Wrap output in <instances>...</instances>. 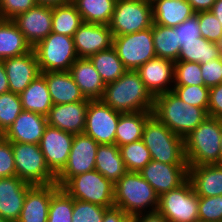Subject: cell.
Listing matches in <instances>:
<instances>
[{
    "mask_svg": "<svg viewBox=\"0 0 222 222\" xmlns=\"http://www.w3.org/2000/svg\"><path fill=\"white\" fill-rule=\"evenodd\" d=\"M101 100L121 113L152 111L154 97L146 89L137 71L127 70L105 86Z\"/></svg>",
    "mask_w": 222,
    "mask_h": 222,
    "instance_id": "6da1fadb",
    "label": "cell"
},
{
    "mask_svg": "<svg viewBox=\"0 0 222 222\" xmlns=\"http://www.w3.org/2000/svg\"><path fill=\"white\" fill-rule=\"evenodd\" d=\"M152 114L184 139L208 117V109L189 105L170 91L154 97Z\"/></svg>",
    "mask_w": 222,
    "mask_h": 222,
    "instance_id": "7a4b0ae2",
    "label": "cell"
},
{
    "mask_svg": "<svg viewBox=\"0 0 222 222\" xmlns=\"http://www.w3.org/2000/svg\"><path fill=\"white\" fill-rule=\"evenodd\" d=\"M158 205L159 196L139 172H126L114 184V206L130 218L157 211Z\"/></svg>",
    "mask_w": 222,
    "mask_h": 222,
    "instance_id": "3957f363",
    "label": "cell"
},
{
    "mask_svg": "<svg viewBox=\"0 0 222 222\" xmlns=\"http://www.w3.org/2000/svg\"><path fill=\"white\" fill-rule=\"evenodd\" d=\"M222 119L207 117L184 138L188 166L220 164Z\"/></svg>",
    "mask_w": 222,
    "mask_h": 222,
    "instance_id": "277c9868",
    "label": "cell"
},
{
    "mask_svg": "<svg viewBox=\"0 0 222 222\" xmlns=\"http://www.w3.org/2000/svg\"><path fill=\"white\" fill-rule=\"evenodd\" d=\"M151 159L166 164H187L184 139L152 115L145 123L142 139Z\"/></svg>",
    "mask_w": 222,
    "mask_h": 222,
    "instance_id": "5b68a950",
    "label": "cell"
},
{
    "mask_svg": "<svg viewBox=\"0 0 222 222\" xmlns=\"http://www.w3.org/2000/svg\"><path fill=\"white\" fill-rule=\"evenodd\" d=\"M41 73L69 71L78 59L73 37L51 32L33 47Z\"/></svg>",
    "mask_w": 222,
    "mask_h": 222,
    "instance_id": "8992f818",
    "label": "cell"
},
{
    "mask_svg": "<svg viewBox=\"0 0 222 222\" xmlns=\"http://www.w3.org/2000/svg\"><path fill=\"white\" fill-rule=\"evenodd\" d=\"M16 176L32 185L56 183L38 144L12 142Z\"/></svg>",
    "mask_w": 222,
    "mask_h": 222,
    "instance_id": "52a82bcc",
    "label": "cell"
},
{
    "mask_svg": "<svg viewBox=\"0 0 222 222\" xmlns=\"http://www.w3.org/2000/svg\"><path fill=\"white\" fill-rule=\"evenodd\" d=\"M62 188L74 199L114 207V184L96 170L72 177Z\"/></svg>",
    "mask_w": 222,
    "mask_h": 222,
    "instance_id": "ba28073f",
    "label": "cell"
},
{
    "mask_svg": "<svg viewBox=\"0 0 222 222\" xmlns=\"http://www.w3.org/2000/svg\"><path fill=\"white\" fill-rule=\"evenodd\" d=\"M153 24L150 0H117L109 28L113 36L131 34Z\"/></svg>",
    "mask_w": 222,
    "mask_h": 222,
    "instance_id": "9c48e42d",
    "label": "cell"
},
{
    "mask_svg": "<svg viewBox=\"0 0 222 222\" xmlns=\"http://www.w3.org/2000/svg\"><path fill=\"white\" fill-rule=\"evenodd\" d=\"M126 70L136 71L147 61L156 58L152 26L146 30L113 36V45Z\"/></svg>",
    "mask_w": 222,
    "mask_h": 222,
    "instance_id": "30bf717a",
    "label": "cell"
},
{
    "mask_svg": "<svg viewBox=\"0 0 222 222\" xmlns=\"http://www.w3.org/2000/svg\"><path fill=\"white\" fill-rule=\"evenodd\" d=\"M157 210L168 222H194L199 219L198 196L190 181L162 194Z\"/></svg>",
    "mask_w": 222,
    "mask_h": 222,
    "instance_id": "8fae6325",
    "label": "cell"
},
{
    "mask_svg": "<svg viewBox=\"0 0 222 222\" xmlns=\"http://www.w3.org/2000/svg\"><path fill=\"white\" fill-rule=\"evenodd\" d=\"M98 146L90 136L74 134L67 164L56 175V184L62 188L72 177L95 170Z\"/></svg>",
    "mask_w": 222,
    "mask_h": 222,
    "instance_id": "7c38bea8",
    "label": "cell"
},
{
    "mask_svg": "<svg viewBox=\"0 0 222 222\" xmlns=\"http://www.w3.org/2000/svg\"><path fill=\"white\" fill-rule=\"evenodd\" d=\"M121 114L101 99H89L83 133L98 144H115L116 128Z\"/></svg>",
    "mask_w": 222,
    "mask_h": 222,
    "instance_id": "4fadbf2b",
    "label": "cell"
},
{
    "mask_svg": "<svg viewBox=\"0 0 222 222\" xmlns=\"http://www.w3.org/2000/svg\"><path fill=\"white\" fill-rule=\"evenodd\" d=\"M188 169V164H166L151 160L139 173L160 197L184 184L188 180Z\"/></svg>",
    "mask_w": 222,
    "mask_h": 222,
    "instance_id": "5bb4252c",
    "label": "cell"
},
{
    "mask_svg": "<svg viewBox=\"0 0 222 222\" xmlns=\"http://www.w3.org/2000/svg\"><path fill=\"white\" fill-rule=\"evenodd\" d=\"M74 134L47 125L39 143L49 169L57 175L67 164Z\"/></svg>",
    "mask_w": 222,
    "mask_h": 222,
    "instance_id": "9a60e30c",
    "label": "cell"
},
{
    "mask_svg": "<svg viewBox=\"0 0 222 222\" xmlns=\"http://www.w3.org/2000/svg\"><path fill=\"white\" fill-rule=\"evenodd\" d=\"M12 21L33 48L52 32V7L37 4Z\"/></svg>",
    "mask_w": 222,
    "mask_h": 222,
    "instance_id": "2e32d148",
    "label": "cell"
},
{
    "mask_svg": "<svg viewBox=\"0 0 222 222\" xmlns=\"http://www.w3.org/2000/svg\"><path fill=\"white\" fill-rule=\"evenodd\" d=\"M78 58H89L113 45V35L109 25L82 23L73 35Z\"/></svg>",
    "mask_w": 222,
    "mask_h": 222,
    "instance_id": "e0dca14e",
    "label": "cell"
},
{
    "mask_svg": "<svg viewBox=\"0 0 222 222\" xmlns=\"http://www.w3.org/2000/svg\"><path fill=\"white\" fill-rule=\"evenodd\" d=\"M174 68L175 62L156 57L147 61L136 71L139 73L146 89L153 97H156L173 90Z\"/></svg>",
    "mask_w": 222,
    "mask_h": 222,
    "instance_id": "ac0fdd59",
    "label": "cell"
},
{
    "mask_svg": "<svg viewBox=\"0 0 222 222\" xmlns=\"http://www.w3.org/2000/svg\"><path fill=\"white\" fill-rule=\"evenodd\" d=\"M10 92L20 94L41 74L34 49L30 52L3 60Z\"/></svg>",
    "mask_w": 222,
    "mask_h": 222,
    "instance_id": "d6986e66",
    "label": "cell"
},
{
    "mask_svg": "<svg viewBox=\"0 0 222 222\" xmlns=\"http://www.w3.org/2000/svg\"><path fill=\"white\" fill-rule=\"evenodd\" d=\"M47 125V116L23 110L2 136L10 142L39 145Z\"/></svg>",
    "mask_w": 222,
    "mask_h": 222,
    "instance_id": "ffe728a7",
    "label": "cell"
},
{
    "mask_svg": "<svg viewBox=\"0 0 222 222\" xmlns=\"http://www.w3.org/2000/svg\"><path fill=\"white\" fill-rule=\"evenodd\" d=\"M89 101L53 105L47 115V123L65 132L82 134Z\"/></svg>",
    "mask_w": 222,
    "mask_h": 222,
    "instance_id": "44dd1931",
    "label": "cell"
},
{
    "mask_svg": "<svg viewBox=\"0 0 222 222\" xmlns=\"http://www.w3.org/2000/svg\"><path fill=\"white\" fill-rule=\"evenodd\" d=\"M32 186L17 176L0 178V217L16 222L23 208L28 189Z\"/></svg>",
    "mask_w": 222,
    "mask_h": 222,
    "instance_id": "7402d4cb",
    "label": "cell"
},
{
    "mask_svg": "<svg viewBox=\"0 0 222 222\" xmlns=\"http://www.w3.org/2000/svg\"><path fill=\"white\" fill-rule=\"evenodd\" d=\"M58 188L56 183L32 185L26 193L22 211L16 222H47L50 199Z\"/></svg>",
    "mask_w": 222,
    "mask_h": 222,
    "instance_id": "603a6c76",
    "label": "cell"
},
{
    "mask_svg": "<svg viewBox=\"0 0 222 222\" xmlns=\"http://www.w3.org/2000/svg\"><path fill=\"white\" fill-rule=\"evenodd\" d=\"M188 180L198 197L222 195V164L189 166Z\"/></svg>",
    "mask_w": 222,
    "mask_h": 222,
    "instance_id": "cb8c5ba5",
    "label": "cell"
},
{
    "mask_svg": "<svg viewBox=\"0 0 222 222\" xmlns=\"http://www.w3.org/2000/svg\"><path fill=\"white\" fill-rule=\"evenodd\" d=\"M41 74L46 79L53 105L89 101L81 93L69 71H49Z\"/></svg>",
    "mask_w": 222,
    "mask_h": 222,
    "instance_id": "d4e9b609",
    "label": "cell"
},
{
    "mask_svg": "<svg viewBox=\"0 0 222 222\" xmlns=\"http://www.w3.org/2000/svg\"><path fill=\"white\" fill-rule=\"evenodd\" d=\"M69 73L85 98H102L106 85L89 58H78L72 64Z\"/></svg>",
    "mask_w": 222,
    "mask_h": 222,
    "instance_id": "484cf974",
    "label": "cell"
},
{
    "mask_svg": "<svg viewBox=\"0 0 222 222\" xmlns=\"http://www.w3.org/2000/svg\"><path fill=\"white\" fill-rule=\"evenodd\" d=\"M153 23L165 27H175L195 12L186 0H150Z\"/></svg>",
    "mask_w": 222,
    "mask_h": 222,
    "instance_id": "4316f807",
    "label": "cell"
},
{
    "mask_svg": "<svg viewBox=\"0 0 222 222\" xmlns=\"http://www.w3.org/2000/svg\"><path fill=\"white\" fill-rule=\"evenodd\" d=\"M23 110L47 116L53 106L46 79L39 74L30 85L19 94Z\"/></svg>",
    "mask_w": 222,
    "mask_h": 222,
    "instance_id": "83f0119b",
    "label": "cell"
},
{
    "mask_svg": "<svg viewBox=\"0 0 222 222\" xmlns=\"http://www.w3.org/2000/svg\"><path fill=\"white\" fill-rule=\"evenodd\" d=\"M23 33L12 20L0 19V60L24 55L32 50Z\"/></svg>",
    "mask_w": 222,
    "mask_h": 222,
    "instance_id": "f1b7e54d",
    "label": "cell"
},
{
    "mask_svg": "<svg viewBox=\"0 0 222 222\" xmlns=\"http://www.w3.org/2000/svg\"><path fill=\"white\" fill-rule=\"evenodd\" d=\"M95 170L115 184L126 172L124 161L116 144H99Z\"/></svg>",
    "mask_w": 222,
    "mask_h": 222,
    "instance_id": "f546056e",
    "label": "cell"
},
{
    "mask_svg": "<svg viewBox=\"0 0 222 222\" xmlns=\"http://www.w3.org/2000/svg\"><path fill=\"white\" fill-rule=\"evenodd\" d=\"M152 115V111L122 113L116 128L115 144L119 147L141 140L145 123Z\"/></svg>",
    "mask_w": 222,
    "mask_h": 222,
    "instance_id": "4dcf8cb0",
    "label": "cell"
},
{
    "mask_svg": "<svg viewBox=\"0 0 222 222\" xmlns=\"http://www.w3.org/2000/svg\"><path fill=\"white\" fill-rule=\"evenodd\" d=\"M117 0H72L84 23L109 25Z\"/></svg>",
    "mask_w": 222,
    "mask_h": 222,
    "instance_id": "1f68e13d",
    "label": "cell"
},
{
    "mask_svg": "<svg viewBox=\"0 0 222 222\" xmlns=\"http://www.w3.org/2000/svg\"><path fill=\"white\" fill-rule=\"evenodd\" d=\"M152 35L156 57L176 62L181 47L177 38V26L165 27L153 23Z\"/></svg>",
    "mask_w": 222,
    "mask_h": 222,
    "instance_id": "d6a6232c",
    "label": "cell"
},
{
    "mask_svg": "<svg viewBox=\"0 0 222 222\" xmlns=\"http://www.w3.org/2000/svg\"><path fill=\"white\" fill-rule=\"evenodd\" d=\"M89 59L105 85L119 79L127 71L113 46L91 55Z\"/></svg>",
    "mask_w": 222,
    "mask_h": 222,
    "instance_id": "836d02e7",
    "label": "cell"
},
{
    "mask_svg": "<svg viewBox=\"0 0 222 222\" xmlns=\"http://www.w3.org/2000/svg\"><path fill=\"white\" fill-rule=\"evenodd\" d=\"M221 57L217 43L207 41L201 36L197 38V41L185 43L180 47L178 60L205 64Z\"/></svg>",
    "mask_w": 222,
    "mask_h": 222,
    "instance_id": "e575fe53",
    "label": "cell"
},
{
    "mask_svg": "<svg viewBox=\"0 0 222 222\" xmlns=\"http://www.w3.org/2000/svg\"><path fill=\"white\" fill-rule=\"evenodd\" d=\"M82 23L83 19L72 2L52 7V32L73 37Z\"/></svg>",
    "mask_w": 222,
    "mask_h": 222,
    "instance_id": "d590c367",
    "label": "cell"
},
{
    "mask_svg": "<svg viewBox=\"0 0 222 222\" xmlns=\"http://www.w3.org/2000/svg\"><path fill=\"white\" fill-rule=\"evenodd\" d=\"M127 172L141 171L152 159L142 140L119 146Z\"/></svg>",
    "mask_w": 222,
    "mask_h": 222,
    "instance_id": "8d00e7d4",
    "label": "cell"
},
{
    "mask_svg": "<svg viewBox=\"0 0 222 222\" xmlns=\"http://www.w3.org/2000/svg\"><path fill=\"white\" fill-rule=\"evenodd\" d=\"M74 198L59 187L51 196L47 222H72Z\"/></svg>",
    "mask_w": 222,
    "mask_h": 222,
    "instance_id": "74e56055",
    "label": "cell"
},
{
    "mask_svg": "<svg viewBox=\"0 0 222 222\" xmlns=\"http://www.w3.org/2000/svg\"><path fill=\"white\" fill-rule=\"evenodd\" d=\"M22 111L19 94L7 92L0 95V135L6 132Z\"/></svg>",
    "mask_w": 222,
    "mask_h": 222,
    "instance_id": "f35d334b",
    "label": "cell"
},
{
    "mask_svg": "<svg viewBox=\"0 0 222 222\" xmlns=\"http://www.w3.org/2000/svg\"><path fill=\"white\" fill-rule=\"evenodd\" d=\"M209 87L204 85H174L173 92L189 105L208 108Z\"/></svg>",
    "mask_w": 222,
    "mask_h": 222,
    "instance_id": "ab89813d",
    "label": "cell"
},
{
    "mask_svg": "<svg viewBox=\"0 0 222 222\" xmlns=\"http://www.w3.org/2000/svg\"><path fill=\"white\" fill-rule=\"evenodd\" d=\"M174 85H204L200 64L177 60L174 68Z\"/></svg>",
    "mask_w": 222,
    "mask_h": 222,
    "instance_id": "60d3db41",
    "label": "cell"
},
{
    "mask_svg": "<svg viewBox=\"0 0 222 222\" xmlns=\"http://www.w3.org/2000/svg\"><path fill=\"white\" fill-rule=\"evenodd\" d=\"M107 207L74 199L72 222H103Z\"/></svg>",
    "mask_w": 222,
    "mask_h": 222,
    "instance_id": "b9f144b4",
    "label": "cell"
},
{
    "mask_svg": "<svg viewBox=\"0 0 222 222\" xmlns=\"http://www.w3.org/2000/svg\"><path fill=\"white\" fill-rule=\"evenodd\" d=\"M199 219L207 222H222V195L198 197Z\"/></svg>",
    "mask_w": 222,
    "mask_h": 222,
    "instance_id": "7bdbcfd3",
    "label": "cell"
},
{
    "mask_svg": "<svg viewBox=\"0 0 222 222\" xmlns=\"http://www.w3.org/2000/svg\"><path fill=\"white\" fill-rule=\"evenodd\" d=\"M200 33L207 41L217 43L222 36V25L211 11L198 12Z\"/></svg>",
    "mask_w": 222,
    "mask_h": 222,
    "instance_id": "ee69618b",
    "label": "cell"
},
{
    "mask_svg": "<svg viewBox=\"0 0 222 222\" xmlns=\"http://www.w3.org/2000/svg\"><path fill=\"white\" fill-rule=\"evenodd\" d=\"M36 5V0H0V19L12 20Z\"/></svg>",
    "mask_w": 222,
    "mask_h": 222,
    "instance_id": "f6af8a7d",
    "label": "cell"
},
{
    "mask_svg": "<svg viewBox=\"0 0 222 222\" xmlns=\"http://www.w3.org/2000/svg\"><path fill=\"white\" fill-rule=\"evenodd\" d=\"M16 176L12 142L0 135V178Z\"/></svg>",
    "mask_w": 222,
    "mask_h": 222,
    "instance_id": "bcb514c9",
    "label": "cell"
},
{
    "mask_svg": "<svg viewBox=\"0 0 222 222\" xmlns=\"http://www.w3.org/2000/svg\"><path fill=\"white\" fill-rule=\"evenodd\" d=\"M201 37L200 26L198 23V13L186 19L177 26L178 43L182 46L185 43L197 41Z\"/></svg>",
    "mask_w": 222,
    "mask_h": 222,
    "instance_id": "7dc6e473",
    "label": "cell"
},
{
    "mask_svg": "<svg viewBox=\"0 0 222 222\" xmlns=\"http://www.w3.org/2000/svg\"><path fill=\"white\" fill-rule=\"evenodd\" d=\"M204 86L213 87L222 83V57L200 64Z\"/></svg>",
    "mask_w": 222,
    "mask_h": 222,
    "instance_id": "c3c4849f",
    "label": "cell"
},
{
    "mask_svg": "<svg viewBox=\"0 0 222 222\" xmlns=\"http://www.w3.org/2000/svg\"><path fill=\"white\" fill-rule=\"evenodd\" d=\"M208 116L222 119V83L210 87Z\"/></svg>",
    "mask_w": 222,
    "mask_h": 222,
    "instance_id": "681fc988",
    "label": "cell"
},
{
    "mask_svg": "<svg viewBox=\"0 0 222 222\" xmlns=\"http://www.w3.org/2000/svg\"><path fill=\"white\" fill-rule=\"evenodd\" d=\"M130 217L120 208L111 207L105 211L103 222H129Z\"/></svg>",
    "mask_w": 222,
    "mask_h": 222,
    "instance_id": "f907efd6",
    "label": "cell"
},
{
    "mask_svg": "<svg viewBox=\"0 0 222 222\" xmlns=\"http://www.w3.org/2000/svg\"><path fill=\"white\" fill-rule=\"evenodd\" d=\"M131 222H168V220L157 210L135 215L130 218Z\"/></svg>",
    "mask_w": 222,
    "mask_h": 222,
    "instance_id": "816d5d0a",
    "label": "cell"
},
{
    "mask_svg": "<svg viewBox=\"0 0 222 222\" xmlns=\"http://www.w3.org/2000/svg\"><path fill=\"white\" fill-rule=\"evenodd\" d=\"M192 7L195 13L202 11H210L213 4L217 0H186Z\"/></svg>",
    "mask_w": 222,
    "mask_h": 222,
    "instance_id": "f5cc1de1",
    "label": "cell"
},
{
    "mask_svg": "<svg viewBox=\"0 0 222 222\" xmlns=\"http://www.w3.org/2000/svg\"><path fill=\"white\" fill-rule=\"evenodd\" d=\"M7 92H10L9 82L3 65V61L0 60V95Z\"/></svg>",
    "mask_w": 222,
    "mask_h": 222,
    "instance_id": "db71d44e",
    "label": "cell"
},
{
    "mask_svg": "<svg viewBox=\"0 0 222 222\" xmlns=\"http://www.w3.org/2000/svg\"><path fill=\"white\" fill-rule=\"evenodd\" d=\"M37 4L45 6H59L72 2V0H36Z\"/></svg>",
    "mask_w": 222,
    "mask_h": 222,
    "instance_id": "11a10c76",
    "label": "cell"
},
{
    "mask_svg": "<svg viewBox=\"0 0 222 222\" xmlns=\"http://www.w3.org/2000/svg\"><path fill=\"white\" fill-rule=\"evenodd\" d=\"M210 11L217 17V19L220 21V24L222 25V0H217Z\"/></svg>",
    "mask_w": 222,
    "mask_h": 222,
    "instance_id": "9f6ffc18",
    "label": "cell"
},
{
    "mask_svg": "<svg viewBox=\"0 0 222 222\" xmlns=\"http://www.w3.org/2000/svg\"><path fill=\"white\" fill-rule=\"evenodd\" d=\"M217 45L220 48V52L222 54V36L220 37L219 41L217 42Z\"/></svg>",
    "mask_w": 222,
    "mask_h": 222,
    "instance_id": "6f0895ef",
    "label": "cell"
},
{
    "mask_svg": "<svg viewBox=\"0 0 222 222\" xmlns=\"http://www.w3.org/2000/svg\"><path fill=\"white\" fill-rule=\"evenodd\" d=\"M220 148H221V152H220V164H222V134H221V145H220Z\"/></svg>",
    "mask_w": 222,
    "mask_h": 222,
    "instance_id": "680465c9",
    "label": "cell"
},
{
    "mask_svg": "<svg viewBox=\"0 0 222 222\" xmlns=\"http://www.w3.org/2000/svg\"><path fill=\"white\" fill-rule=\"evenodd\" d=\"M0 222H12V221L6 220V219H3V218L0 217Z\"/></svg>",
    "mask_w": 222,
    "mask_h": 222,
    "instance_id": "91938a15",
    "label": "cell"
},
{
    "mask_svg": "<svg viewBox=\"0 0 222 222\" xmlns=\"http://www.w3.org/2000/svg\"><path fill=\"white\" fill-rule=\"evenodd\" d=\"M194 222H207V221H203V220L197 219V220L194 221Z\"/></svg>",
    "mask_w": 222,
    "mask_h": 222,
    "instance_id": "94428289",
    "label": "cell"
}]
</instances>
